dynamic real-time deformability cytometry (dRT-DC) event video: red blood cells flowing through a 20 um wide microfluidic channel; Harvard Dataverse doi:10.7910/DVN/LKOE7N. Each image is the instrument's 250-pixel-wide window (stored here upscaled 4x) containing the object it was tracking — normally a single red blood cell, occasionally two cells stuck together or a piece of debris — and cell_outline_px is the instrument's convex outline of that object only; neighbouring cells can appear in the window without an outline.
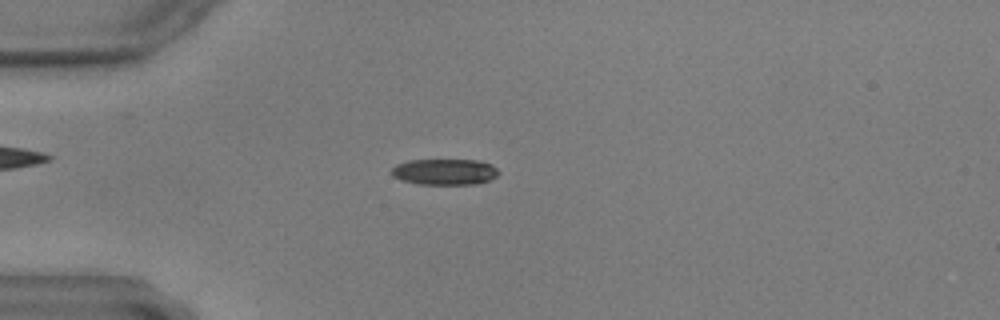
{"species": "common noctule bat (a hibernating species)", "species_latin": "Nyctalus noctula", "temperature_condition": "warm", "stored_images_in_passage": 50, "camera_frame_rate_fps": 3000, "um_per_image_px": 0.085, "animal": {"sex": "male", "body_mass_g": 17.9, "forearm_length_mm": 54.2}, "frame": {"image": 1, "passage_image": 7, "time_ms": 2.0, "image_size_px": [1000, 320], "cell_outline_px": [[500, 172], [496, 176], [488, 180], [476, 184], [416, 184], [400, 180], [392, 176], [392, 168], [396, 164], [408, 160], [480, 160], [492, 164]], "centroid_in_image_um": [37.78, 14.6], "position_along_channel_um": 47.2, "area_um2": 16.36}}
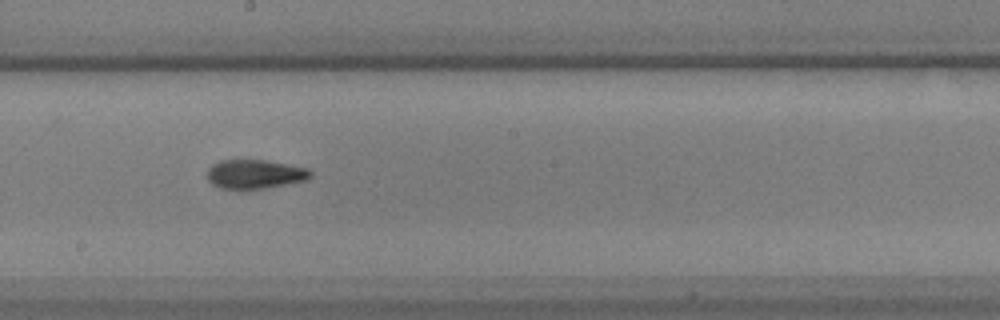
{"frame": {"image": 2, "passage_image": 24, "time_ms": 7.667, "image_size_px": [1000, 320], "cell_outline_px": [[312, 176], [308, 180], [244, 192], [220, 188], [212, 184], [208, 180], [208, 168], [212, 164], [220, 160], [264, 160], [288, 164], [308, 168], [312, 172]], "centroid_in_image_um": [21.66, 14.84], "position_along_channel_um": 226.5, "area_um2": 18.09}}
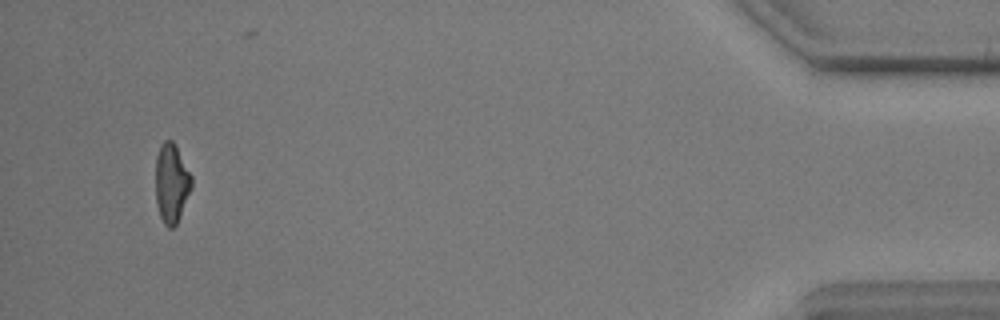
{"frame": {"image": 3, "passage_image": 47, "time_ms": 15.333, "image_size_px": [1000, 320], "cell_outline_px": [[192, 188], [180, 216], [176, 224], [172, 228], [168, 228], [164, 224], [160, 216], [156, 204], [156, 156], [160, 144], [164, 140], [172, 140], [176, 144], [192, 176]], "centroid_in_image_um": [14.58, 15.55], "position_along_channel_um": 420.6, "area_um2": 16.82}}